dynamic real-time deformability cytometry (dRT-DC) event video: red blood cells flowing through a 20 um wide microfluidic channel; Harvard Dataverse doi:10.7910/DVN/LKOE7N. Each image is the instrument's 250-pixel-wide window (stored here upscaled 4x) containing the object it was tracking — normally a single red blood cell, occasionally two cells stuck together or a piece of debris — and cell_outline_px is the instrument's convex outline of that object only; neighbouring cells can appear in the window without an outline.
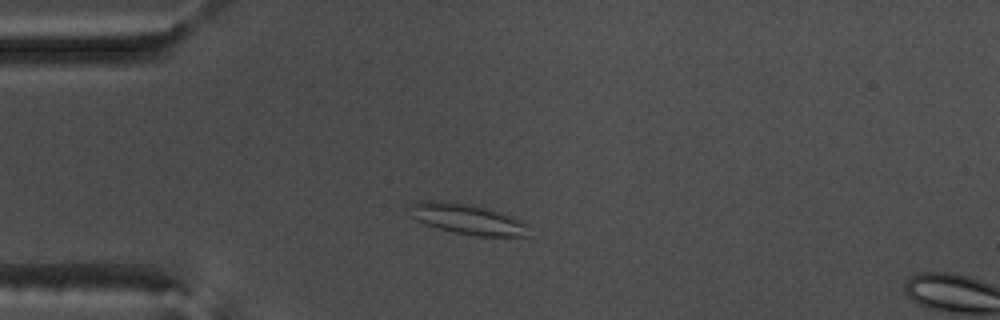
{"species": "common noctule bat (a hibernating species)", "species_latin": "Nyctalus noctula", "temperature_condition": "warm", "stored_images_in_passage": 12, "camera_frame_rate_fps": 3000, "um_per_image_px": 0.085, "animal": {"sex": "male", "body_mass_g": 17.5, "forearm_length_mm": 52.3}, "frame": {"image": 1, "passage_image": 9, "time_ms": 2.667, "image_size_px": [1000, 320], "cell_outline_px": [[528, 236], [476, 236], [452, 232], [424, 224], [408, 216], [408, 204], [420, 200], [440, 200], [472, 204], [512, 216], [528, 224]], "centroid_in_image_um": [39.63, 18.6], "position_along_channel_um": 45.4, "area_um2": 21.56}}